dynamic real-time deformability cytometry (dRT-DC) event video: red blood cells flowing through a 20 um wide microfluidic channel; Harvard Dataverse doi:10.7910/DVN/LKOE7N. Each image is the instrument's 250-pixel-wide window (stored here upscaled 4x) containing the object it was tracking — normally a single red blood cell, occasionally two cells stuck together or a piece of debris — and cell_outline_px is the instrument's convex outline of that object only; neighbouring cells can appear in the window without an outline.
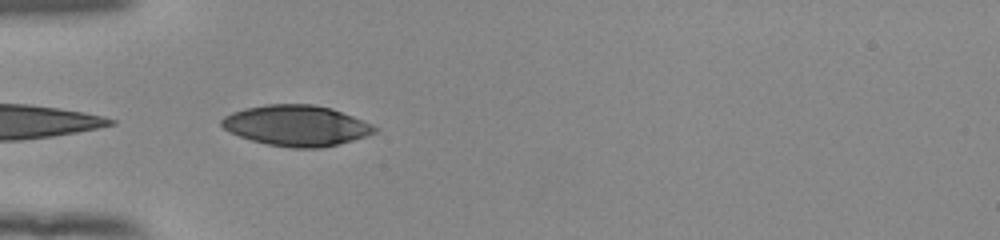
{"species": "human", "species_latin": "Homo sapiens", "temperature_condition": "room temperature", "stored_images_in_passage": 18, "camera_frame_rate_fps": 3000, "um_per_image_px": 0.085, "donor": {"sex": "female"}, "frame": {"image": 1, "passage_image": 1, "time_ms": 0.0, "image_size_px": [1000, 240], "cell_outline_px": [[380, 128], [376, 132], [352, 140], [320, 148], [292, 148], [268, 144], [252, 140], [228, 132], [220, 124], [220, 120], [224, 116], [232, 112], [244, 108], [268, 104], [312, 104], [332, 108], [372, 124]], "centroid_in_image_um": [25.17, 10.67], "position_along_channel_um": 59.8, "area_um2": 36.18}}
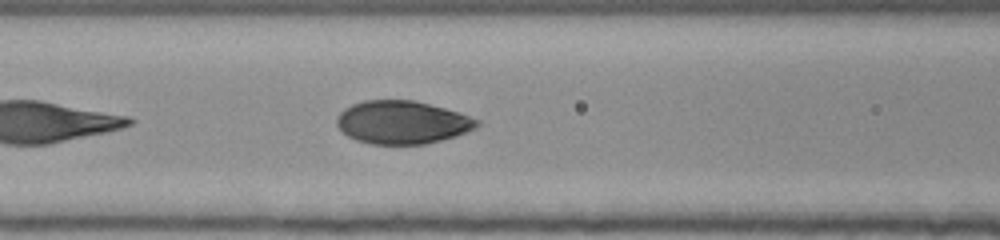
{"frame": {"image": 2, "passage_image": 7, "time_ms": 2.0, "image_size_px": [1000, 240], "cell_outline_px": [[480, 124], [476, 128], [456, 136], [424, 144], [372, 144], [356, 140], [348, 136], [336, 124], [336, 116], [344, 108], [352, 104], [364, 100], [412, 100], [444, 108], [480, 120]], "centroid_in_image_um": [34.16, 10.4], "position_along_channel_um": 132.4, "area_um2": 35.03}}
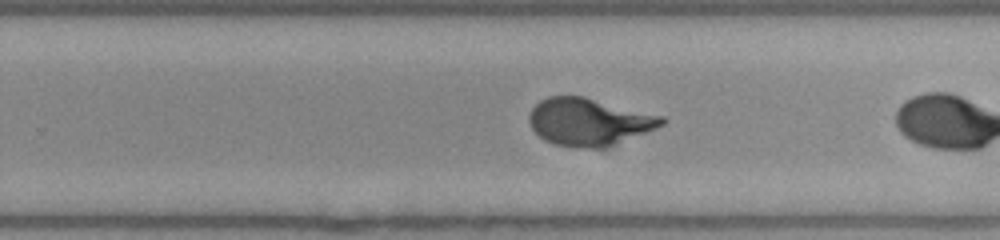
{"frame": {"image": 3, "passage_image": 16, "time_ms": 5.0, "image_size_px": [1000, 240], "cell_outline_px": [[668, 120], [664, 124], [656, 128], [604, 148], [576, 148], [556, 144], [544, 140], [532, 128], [528, 120], [528, 116], [532, 108], [540, 100], [548, 96], [584, 96], [664, 116]], "centroid_in_image_um": [50.06, 10.35], "position_along_channel_um": 279.7, "area_um2": 36.65}}